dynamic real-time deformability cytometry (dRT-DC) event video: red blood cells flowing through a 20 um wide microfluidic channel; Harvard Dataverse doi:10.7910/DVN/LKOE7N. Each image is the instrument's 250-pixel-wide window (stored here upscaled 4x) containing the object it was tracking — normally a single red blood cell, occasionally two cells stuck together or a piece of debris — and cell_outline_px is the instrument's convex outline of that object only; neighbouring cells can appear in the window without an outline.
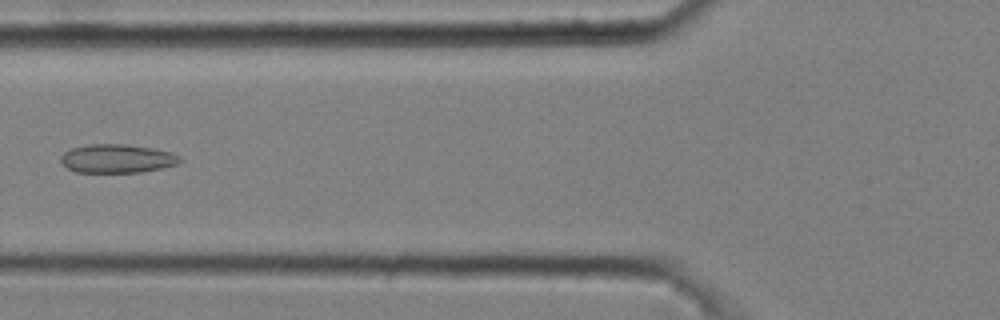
{"species": "common noctule bat (a hibernating species)", "species_latin": "Nyctalus noctula", "temperature_condition": "cold", "stored_images_in_passage": 6, "camera_frame_rate_fps": 3000, "um_per_image_px": 0.085, "animal": {"sex": "male", "body_mass_g": 20.4}, "frame": {"image": 1, "passage_image": 6, "time_ms": 1.667, "image_size_px": [1000, 320], "cell_outline_px": [[184, 160], [176, 164], [160, 168], [140, 172], [76, 172], [68, 168], [60, 160], [60, 156], [64, 152], [72, 148], [88, 144], [124, 144], [152, 148], [172, 152], [180, 156]], "centroid_in_image_um": [9.96, 13.47], "position_along_channel_um": 115.8, "area_um2": 19.83}}